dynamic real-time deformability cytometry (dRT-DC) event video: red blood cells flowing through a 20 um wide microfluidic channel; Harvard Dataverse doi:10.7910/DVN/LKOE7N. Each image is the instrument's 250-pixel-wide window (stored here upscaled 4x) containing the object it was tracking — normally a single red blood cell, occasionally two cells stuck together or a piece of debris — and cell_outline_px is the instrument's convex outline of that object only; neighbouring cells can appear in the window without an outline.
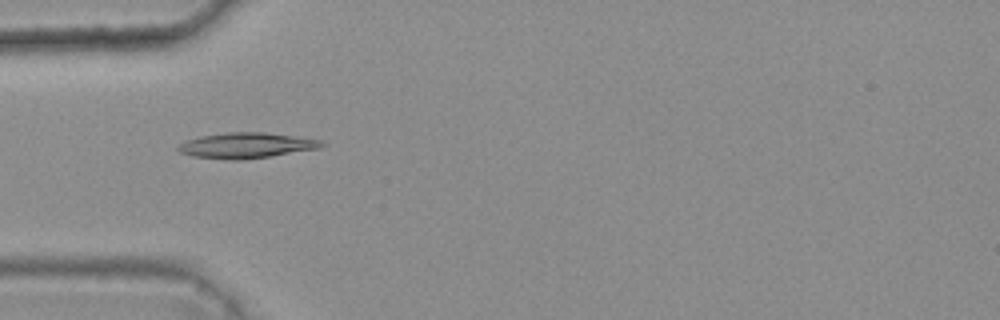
{"species": "common noctule bat (a hibernating species)", "species_latin": "Nyctalus noctula", "temperature_condition": "warm", "stored_images_in_passage": 7, "camera_frame_rate_fps": 3000, "um_per_image_px": 0.085, "animal": {"sex": "female", "body_mass_g": 25.1}, "frame": {"image": 1, "passage_image": 5, "time_ms": 1.333, "image_size_px": [1000, 320], "cell_outline_px": [[328, 144], [320, 148], [272, 156], [244, 160], [228, 160], [192, 156], [180, 152], [176, 148], [184, 140], [200, 136], [228, 132], [264, 132], [320, 140]], "centroid_in_image_um": [20.92, 12.37], "position_along_channel_um": 64.1, "area_um2": 21.44}}
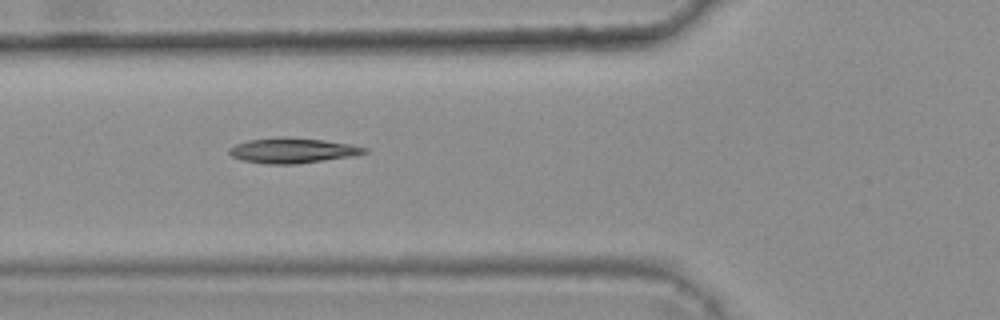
{"frame": {"image": 2, "passage_image": 6, "time_ms": 1.667, "image_size_px": [1000, 320], "cell_outline_px": [[368, 152], [356, 156], [296, 164], [268, 164], [240, 160], [232, 156], [228, 152], [228, 148], [236, 144], [248, 140], [276, 136], [288, 136], [324, 140], [352, 144], [368, 148]], "centroid_in_image_um": [24.88, 12.78], "position_along_channel_um": 100.9, "area_um2": 20.29}}
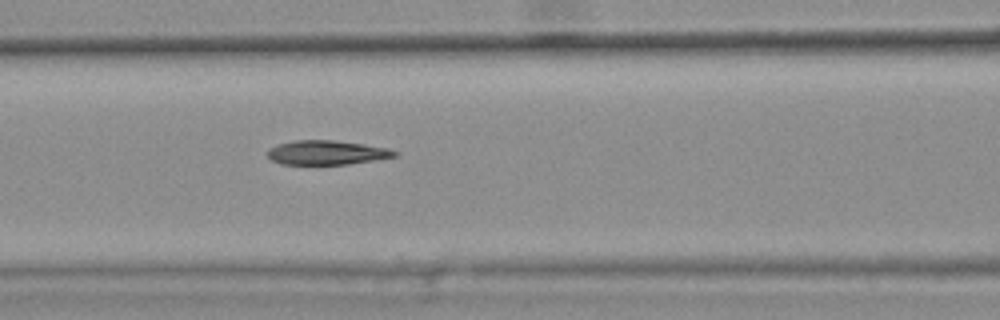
{"frame": {"image": 3, "passage_image": 7, "time_ms": 2.0, "image_size_px": [1000, 320], "cell_outline_px": [[400, 152], [396, 156], [348, 164], [280, 164], [272, 160], [268, 156], [268, 148], [276, 144], [292, 140], [332, 140], [364, 144], [388, 148]], "centroid_in_image_um": [27.74, 12.96], "position_along_channel_um": 138.9, "area_um2": 17.98}}